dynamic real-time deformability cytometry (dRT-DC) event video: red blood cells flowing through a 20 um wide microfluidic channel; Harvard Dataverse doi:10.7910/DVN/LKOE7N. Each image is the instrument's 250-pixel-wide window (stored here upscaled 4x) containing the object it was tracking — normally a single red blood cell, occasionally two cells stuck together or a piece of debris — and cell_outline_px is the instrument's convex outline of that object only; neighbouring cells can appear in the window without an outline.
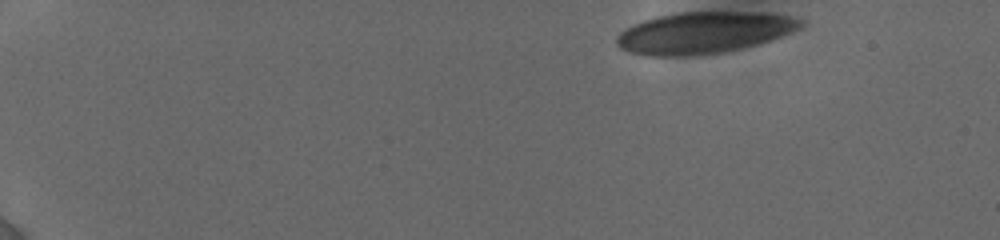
{"species": "human", "species_latin": "Homo sapiens", "temperature_condition": "cold", "stored_images_in_passage": 57, "camera_frame_rate_fps": 3000, "um_per_image_px": 0.085, "donor": {"sex": "female"}, "frame": {"image": 1, "passage_image": 1, "time_ms": 0.0, "image_size_px": [1000, 240], "cell_outline_px": [[808, 20], [804, 28], [784, 36], [760, 44], [724, 52], [688, 56], [648, 56], [628, 52], [620, 48], [616, 44], [616, 36], [620, 32], [632, 24], [656, 16], [680, 12], [768, 12], [792, 16]], "centroid_in_image_um": [59.92, 2.77], "position_along_channel_um": 25.1, "area_um2": 45.55}}
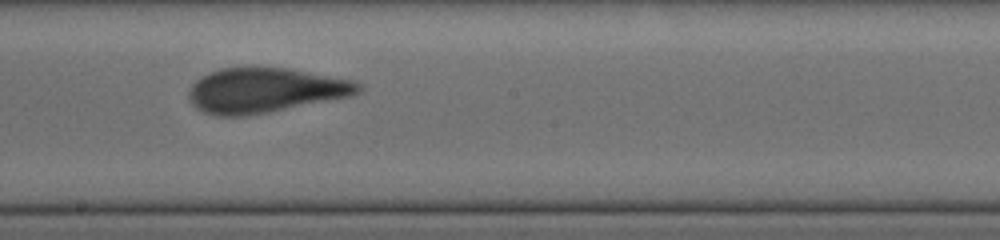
{"frame": {"image": 2, "passage_image": 29, "time_ms": 8.667, "image_size_px": [1000, 240], "cell_outline_px": [[364, 88], [360, 92], [352, 96], [268, 112], [244, 116], [216, 116], [204, 112], [196, 108], [192, 104], [188, 96], [188, 92], [192, 84], [200, 76], [208, 72], [220, 68], [288, 68], [352, 80], [360, 84]], "centroid_in_image_um": [22.51, 7.68], "position_along_channel_um": 225.7, "area_um2": 44.22}}
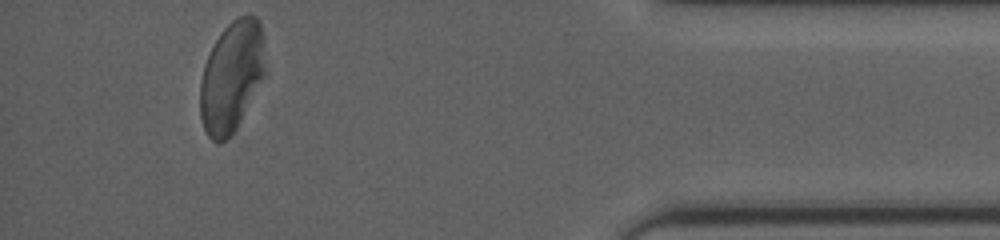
{"frame": {"image": 3, "passage_image": 52, "time_ms": 14.667, "image_size_px": [1000, 240], "cell_outline_px": [[268, 72], [236, 128], [220, 144], [212, 140], [208, 136], [204, 128], [200, 116], [200, 80], [204, 64], [216, 40], [224, 28], [236, 16], [248, 12], [256, 16], [260, 20], [264, 36]], "centroid_in_image_um": [19.74, 6.44], "position_along_channel_um": 415.5, "area_um2": 43.0}}